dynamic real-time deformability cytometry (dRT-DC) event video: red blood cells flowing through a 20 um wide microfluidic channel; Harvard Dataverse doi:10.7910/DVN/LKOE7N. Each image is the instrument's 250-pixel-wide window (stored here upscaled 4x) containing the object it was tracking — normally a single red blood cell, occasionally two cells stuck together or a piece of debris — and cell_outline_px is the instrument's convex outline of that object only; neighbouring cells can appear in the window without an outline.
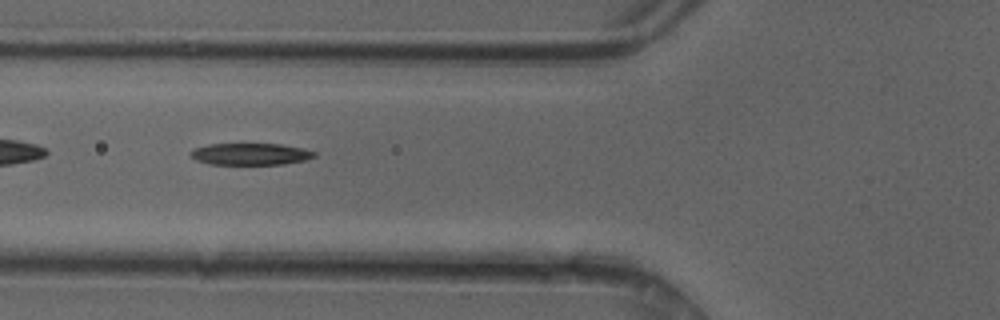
{"species": "common noctule bat (a hibernating species)", "species_latin": "Nyctalus noctula", "temperature_condition": "cold", "stored_images_in_passage": 48, "segment_of_instrument_passage": [2, 2], "camera_frame_rate_fps": 3000, "um_per_image_px": 0.085, "animal": {"sex": "female"}, "frame": {"image": 1, "passage_image": 18, "time_ms": 5.667, "image_size_px": [1000, 320], "cell_outline_px": [[316, 156], [304, 160], [284, 164], [208, 164], [196, 160], [188, 152], [196, 148], [208, 144], [280, 144], [304, 148], [316, 152]], "centroid_in_image_um": [21.3, 13.09], "position_along_channel_um": 104.5, "area_um2": 15.66}}
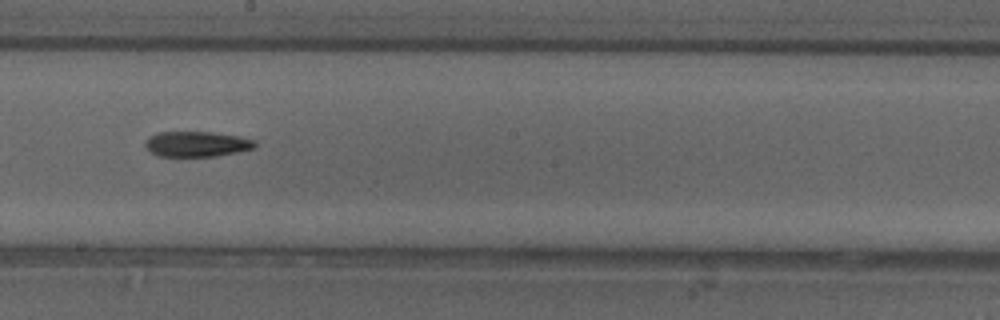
{"frame": {"image": 2, "passage_image": 27, "time_ms": 8.667, "image_size_px": [1000, 320], "cell_outline_px": [[256, 148], [216, 156], [160, 156], [152, 152], [144, 144], [148, 136], [156, 132], [212, 132], [240, 136], [256, 140]], "centroid_in_image_um": [16.75, 12.23], "position_along_channel_um": 231.5, "area_um2": 16.24}}
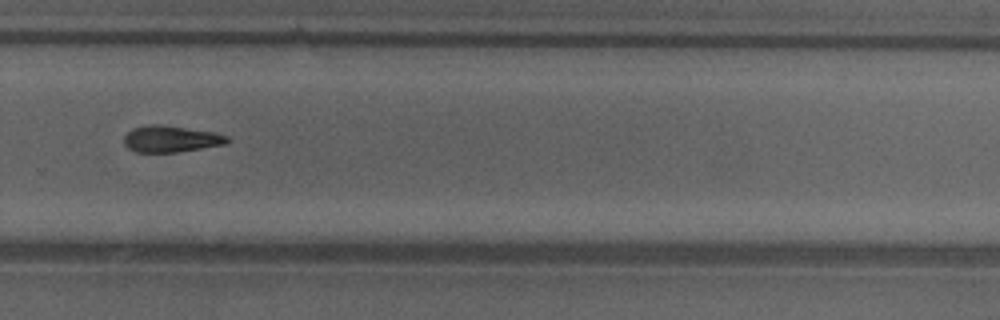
{"frame": {"image": 3, "passage_image": 33, "time_ms": 10.667, "image_size_px": [1000, 320], "cell_outline_px": [[232, 140], [228, 144], [176, 152], [136, 152], [128, 148], [124, 144], [124, 136], [132, 128], [148, 124], [164, 124], [216, 132], [228, 136]], "centroid_in_image_um": [14.57, 11.79], "position_along_channel_um": 315.2, "area_um2": 16.3}}